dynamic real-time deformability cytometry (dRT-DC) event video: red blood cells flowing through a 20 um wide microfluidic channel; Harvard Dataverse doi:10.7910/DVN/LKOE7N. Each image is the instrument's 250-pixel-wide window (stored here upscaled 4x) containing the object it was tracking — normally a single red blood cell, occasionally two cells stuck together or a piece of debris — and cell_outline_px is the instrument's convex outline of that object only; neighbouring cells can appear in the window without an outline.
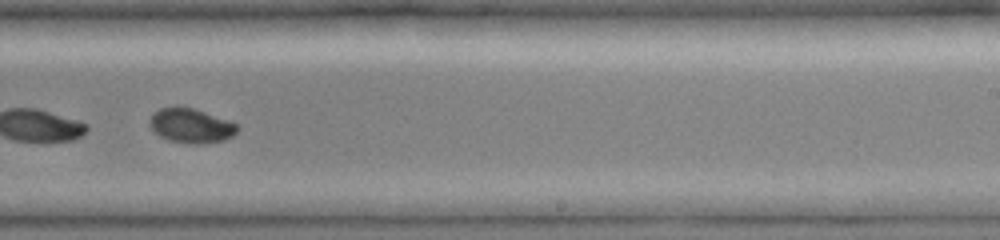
{"species": "common noctule bat (a hibernating species)", "species_latin": "Nyctalus noctula", "temperature_condition": "cold", "stored_images_in_passage": 32, "camera_frame_rate_fps": 3000, "um_per_image_px": 0.085, "animal": {"sex": "female", "body_mass_g": 19.0, "forearm_length_mm": 51.5}, "frame": {"image": 1, "passage_image": 26, "time_ms": 8.333, "image_size_px": [1000, 240], "cell_outline_px": [[236, 132], [232, 136], [224, 140], [200, 144], [196, 144], [168, 140], [152, 132], [148, 120], [160, 108], [176, 104], [192, 108], [228, 120], [236, 124]], "centroid_in_image_um": [16.17, 10.66], "position_along_channel_um": 272.8, "area_um2": 17.63}}